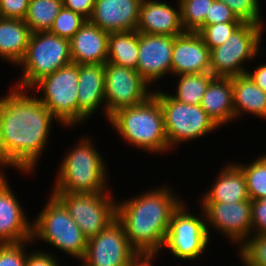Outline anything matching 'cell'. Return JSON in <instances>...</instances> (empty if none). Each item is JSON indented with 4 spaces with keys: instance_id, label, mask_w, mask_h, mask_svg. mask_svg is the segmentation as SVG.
<instances>
[{
    "instance_id": "6da1fadb",
    "label": "cell",
    "mask_w": 266,
    "mask_h": 266,
    "mask_svg": "<svg viewBox=\"0 0 266 266\" xmlns=\"http://www.w3.org/2000/svg\"><path fill=\"white\" fill-rule=\"evenodd\" d=\"M52 113L39 100L14 91L0 100V163L30 170L43 149Z\"/></svg>"
},
{
    "instance_id": "7a4b0ae2",
    "label": "cell",
    "mask_w": 266,
    "mask_h": 266,
    "mask_svg": "<svg viewBox=\"0 0 266 266\" xmlns=\"http://www.w3.org/2000/svg\"><path fill=\"white\" fill-rule=\"evenodd\" d=\"M180 205L160 189L117 206V220L142 258H152L164 246L172 215Z\"/></svg>"
},
{
    "instance_id": "3957f363",
    "label": "cell",
    "mask_w": 266,
    "mask_h": 266,
    "mask_svg": "<svg viewBox=\"0 0 266 266\" xmlns=\"http://www.w3.org/2000/svg\"><path fill=\"white\" fill-rule=\"evenodd\" d=\"M109 120L125 139L145 150L158 152L169 147L164 113L154 95L141 104L117 110Z\"/></svg>"
},
{
    "instance_id": "277c9868",
    "label": "cell",
    "mask_w": 266,
    "mask_h": 266,
    "mask_svg": "<svg viewBox=\"0 0 266 266\" xmlns=\"http://www.w3.org/2000/svg\"><path fill=\"white\" fill-rule=\"evenodd\" d=\"M19 63L25 65L21 85L30 88L41 78L72 63L70 40L50 31L31 33L26 53Z\"/></svg>"
},
{
    "instance_id": "5b68a950",
    "label": "cell",
    "mask_w": 266,
    "mask_h": 266,
    "mask_svg": "<svg viewBox=\"0 0 266 266\" xmlns=\"http://www.w3.org/2000/svg\"><path fill=\"white\" fill-rule=\"evenodd\" d=\"M99 154L89 141L64 159L55 192L98 193L102 192L105 168Z\"/></svg>"
},
{
    "instance_id": "8992f818",
    "label": "cell",
    "mask_w": 266,
    "mask_h": 266,
    "mask_svg": "<svg viewBox=\"0 0 266 266\" xmlns=\"http://www.w3.org/2000/svg\"><path fill=\"white\" fill-rule=\"evenodd\" d=\"M32 235H38L70 255L84 257L88 239L54 195L32 226Z\"/></svg>"
},
{
    "instance_id": "52a82bcc",
    "label": "cell",
    "mask_w": 266,
    "mask_h": 266,
    "mask_svg": "<svg viewBox=\"0 0 266 266\" xmlns=\"http://www.w3.org/2000/svg\"><path fill=\"white\" fill-rule=\"evenodd\" d=\"M261 25L243 22L220 46L210 50V73L214 77H234L247 72L240 67L257 52Z\"/></svg>"
},
{
    "instance_id": "ba28073f",
    "label": "cell",
    "mask_w": 266,
    "mask_h": 266,
    "mask_svg": "<svg viewBox=\"0 0 266 266\" xmlns=\"http://www.w3.org/2000/svg\"><path fill=\"white\" fill-rule=\"evenodd\" d=\"M68 210L83 235L89 239L107 228L117 219V206L98 193L53 194Z\"/></svg>"
},
{
    "instance_id": "9c48e42d",
    "label": "cell",
    "mask_w": 266,
    "mask_h": 266,
    "mask_svg": "<svg viewBox=\"0 0 266 266\" xmlns=\"http://www.w3.org/2000/svg\"><path fill=\"white\" fill-rule=\"evenodd\" d=\"M78 79L79 64L71 63L34 84L45 91L39 100L65 124L78 122Z\"/></svg>"
},
{
    "instance_id": "30bf717a",
    "label": "cell",
    "mask_w": 266,
    "mask_h": 266,
    "mask_svg": "<svg viewBox=\"0 0 266 266\" xmlns=\"http://www.w3.org/2000/svg\"><path fill=\"white\" fill-rule=\"evenodd\" d=\"M153 95L159 100L164 113L169 146L199 137L217 127L201 105L185 104L161 92Z\"/></svg>"
},
{
    "instance_id": "8fae6325",
    "label": "cell",
    "mask_w": 266,
    "mask_h": 266,
    "mask_svg": "<svg viewBox=\"0 0 266 266\" xmlns=\"http://www.w3.org/2000/svg\"><path fill=\"white\" fill-rule=\"evenodd\" d=\"M85 266H134L140 254L131 246L123 225L116 219L87 240Z\"/></svg>"
},
{
    "instance_id": "7c38bea8",
    "label": "cell",
    "mask_w": 266,
    "mask_h": 266,
    "mask_svg": "<svg viewBox=\"0 0 266 266\" xmlns=\"http://www.w3.org/2000/svg\"><path fill=\"white\" fill-rule=\"evenodd\" d=\"M104 67L108 119L117 110L141 104L153 95L152 93L147 94V82L135 69L107 61L104 63Z\"/></svg>"
},
{
    "instance_id": "4fadbf2b",
    "label": "cell",
    "mask_w": 266,
    "mask_h": 266,
    "mask_svg": "<svg viewBox=\"0 0 266 266\" xmlns=\"http://www.w3.org/2000/svg\"><path fill=\"white\" fill-rule=\"evenodd\" d=\"M208 228L199 218L184 212L183 204L173 213L164 245L178 258L200 255L208 243Z\"/></svg>"
},
{
    "instance_id": "5bb4252c",
    "label": "cell",
    "mask_w": 266,
    "mask_h": 266,
    "mask_svg": "<svg viewBox=\"0 0 266 266\" xmlns=\"http://www.w3.org/2000/svg\"><path fill=\"white\" fill-rule=\"evenodd\" d=\"M174 37L138 32V63L136 71L149 83L171 72Z\"/></svg>"
},
{
    "instance_id": "9a60e30c",
    "label": "cell",
    "mask_w": 266,
    "mask_h": 266,
    "mask_svg": "<svg viewBox=\"0 0 266 266\" xmlns=\"http://www.w3.org/2000/svg\"><path fill=\"white\" fill-rule=\"evenodd\" d=\"M142 0H95L89 21L108 33L137 29Z\"/></svg>"
},
{
    "instance_id": "2e32d148",
    "label": "cell",
    "mask_w": 266,
    "mask_h": 266,
    "mask_svg": "<svg viewBox=\"0 0 266 266\" xmlns=\"http://www.w3.org/2000/svg\"><path fill=\"white\" fill-rule=\"evenodd\" d=\"M210 49L197 32L174 37L171 72L198 74L210 72Z\"/></svg>"
},
{
    "instance_id": "e0dca14e",
    "label": "cell",
    "mask_w": 266,
    "mask_h": 266,
    "mask_svg": "<svg viewBox=\"0 0 266 266\" xmlns=\"http://www.w3.org/2000/svg\"><path fill=\"white\" fill-rule=\"evenodd\" d=\"M206 217L235 240L244 239L252 227L251 201L203 202Z\"/></svg>"
},
{
    "instance_id": "ac0fdd59",
    "label": "cell",
    "mask_w": 266,
    "mask_h": 266,
    "mask_svg": "<svg viewBox=\"0 0 266 266\" xmlns=\"http://www.w3.org/2000/svg\"><path fill=\"white\" fill-rule=\"evenodd\" d=\"M109 33L89 20L70 39L72 63L104 64L108 57Z\"/></svg>"
},
{
    "instance_id": "d6986e66",
    "label": "cell",
    "mask_w": 266,
    "mask_h": 266,
    "mask_svg": "<svg viewBox=\"0 0 266 266\" xmlns=\"http://www.w3.org/2000/svg\"><path fill=\"white\" fill-rule=\"evenodd\" d=\"M0 174V244L28 241L32 227L25 220L21 207Z\"/></svg>"
},
{
    "instance_id": "ffe728a7",
    "label": "cell",
    "mask_w": 266,
    "mask_h": 266,
    "mask_svg": "<svg viewBox=\"0 0 266 266\" xmlns=\"http://www.w3.org/2000/svg\"><path fill=\"white\" fill-rule=\"evenodd\" d=\"M183 28L181 12H177L166 3L142 0L136 31L175 37L186 32Z\"/></svg>"
},
{
    "instance_id": "44dd1931",
    "label": "cell",
    "mask_w": 266,
    "mask_h": 266,
    "mask_svg": "<svg viewBox=\"0 0 266 266\" xmlns=\"http://www.w3.org/2000/svg\"><path fill=\"white\" fill-rule=\"evenodd\" d=\"M78 121L86 119L105 98L104 64L79 65Z\"/></svg>"
},
{
    "instance_id": "7402d4cb",
    "label": "cell",
    "mask_w": 266,
    "mask_h": 266,
    "mask_svg": "<svg viewBox=\"0 0 266 266\" xmlns=\"http://www.w3.org/2000/svg\"><path fill=\"white\" fill-rule=\"evenodd\" d=\"M200 105L217 126L235 117L232 77H214Z\"/></svg>"
},
{
    "instance_id": "603a6c76",
    "label": "cell",
    "mask_w": 266,
    "mask_h": 266,
    "mask_svg": "<svg viewBox=\"0 0 266 266\" xmlns=\"http://www.w3.org/2000/svg\"><path fill=\"white\" fill-rule=\"evenodd\" d=\"M240 201H251L246 178L238 166L230 165L222 171L203 202L236 203Z\"/></svg>"
},
{
    "instance_id": "cb8c5ba5",
    "label": "cell",
    "mask_w": 266,
    "mask_h": 266,
    "mask_svg": "<svg viewBox=\"0 0 266 266\" xmlns=\"http://www.w3.org/2000/svg\"><path fill=\"white\" fill-rule=\"evenodd\" d=\"M31 33L24 20L0 17V55L19 63L26 53Z\"/></svg>"
},
{
    "instance_id": "d4e9b609",
    "label": "cell",
    "mask_w": 266,
    "mask_h": 266,
    "mask_svg": "<svg viewBox=\"0 0 266 266\" xmlns=\"http://www.w3.org/2000/svg\"><path fill=\"white\" fill-rule=\"evenodd\" d=\"M232 89L235 116L241 108L255 115L266 117V93L247 73L232 77Z\"/></svg>"
},
{
    "instance_id": "484cf974",
    "label": "cell",
    "mask_w": 266,
    "mask_h": 266,
    "mask_svg": "<svg viewBox=\"0 0 266 266\" xmlns=\"http://www.w3.org/2000/svg\"><path fill=\"white\" fill-rule=\"evenodd\" d=\"M138 53V31L109 33L107 62L136 70Z\"/></svg>"
},
{
    "instance_id": "4316f807",
    "label": "cell",
    "mask_w": 266,
    "mask_h": 266,
    "mask_svg": "<svg viewBox=\"0 0 266 266\" xmlns=\"http://www.w3.org/2000/svg\"><path fill=\"white\" fill-rule=\"evenodd\" d=\"M62 7V0H30L24 21L32 33L50 31Z\"/></svg>"
},
{
    "instance_id": "83f0119b",
    "label": "cell",
    "mask_w": 266,
    "mask_h": 266,
    "mask_svg": "<svg viewBox=\"0 0 266 266\" xmlns=\"http://www.w3.org/2000/svg\"><path fill=\"white\" fill-rule=\"evenodd\" d=\"M174 99L191 105H200L203 95L214 76L208 73L183 74Z\"/></svg>"
},
{
    "instance_id": "f1b7e54d",
    "label": "cell",
    "mask_w": 266,
    "mask_h": 266,
    "mask_svg": "<svg viewBox=\"0 0 266 266\" xmlns=\"http://www.w3.org/2000/svg\"><path fill=\"white\" fill-rule=\"evenodd\" d=\"M214 0H180L182 26L186 32H198L204 27L206 15Z\"/></svg>"
},
{
    "instance_id": "f546056e",
    "label": "cell",
    "mask_w": 266,
    "mask_h": 266,
    "mask_svg": "<svg viewBox=\"0 0 266 266\" xmlns=\"http://www.w3.org/2000/svg\"><path fill=\"white\" fill-rule=\"evenodd\" d=\"M246 178L247 190L251 201L266 197V156L259 158L250 166H238Z\"/></svg>"
},
{
    "instance_id": "4dcf8cb0",
    "label": "cell",
    "mask_w": 266,
    "mask_h": 266,
    "mask_svg": "<svg viewBox=\"0 0 266 266\" xmlns=\"http://www.w3.org/2000/svg\"><path fill=\"white\" fill-rule=\"evenodd\" d=\"M85 21V17L63 6L55 18L50 32L61 38L70 40Z\"/></svg>"
},
{
    "instance_id": "1f68e13d",
    "label": "cell",
    "mask_w": 266,
    "mask_h": 266,
    "mask_svg": "<svg viewBox=\"0 0 266 266\" xmlns=\"http://www.w3.org/2000/svg\"><path fill=\"white\" fill-rule=\"evenodd\" d=\"M243 22H222L202 27L197 33L211 50L222 45Z\"/></svg>"
},
{
    "instance_id": "d6a6232c",
    "label": "cell",
    "mask_w": 266,
    "mask_h": 266,
    "mask_svg": "<svg viewBox=\"0 0 266 266\" xmlns=\"http://www.w3.org/2000/svg\"><path fill=\"white\" fill-rule=\"evenodd\" d=\"M245 243L241 255L246 266H266V234Z\"/></svg>"
},
{
    "instance_id": "836d02e7",
    "label": "cell",
    "mask_w": 266,
    "mask_h": 266,
    "mask_svg": "<svg viewBox=\"0 0 266 266\" xmlns=\"http://www.w3.org/2000/svg\"><path fill=\"white\" fill-rule=\"evenodd\" d=\"M225 3L243 22L261 25L257 0H216ZM260 21V22H259Z\"/></svg>"
},
{
    "instance_id": "e575fe53",
    "label": "cell",
    "mask_w": 266,
    "mask_h": 266,
    "mask_svg": "<svg viewBox=\"0 0 266 266\" xmlns=\"http://www.w3.org/2000/svg\"><path fill=\"white\" fill-rule=\"evenodd\" d=\"M21 244H0V266H25L27 257L24 256Z\"/></svg>"
},
{
    "instance_id": "d590c367",
    "label": "cell",
    "mask_w": 266,
    "mask_h": 266,
    "mask_svg": "<svg viewBox=\"0 0 266 266\" xmlns=\"http://www.w3.org/2000/svg\"><path fill=\"white\" fill-rule=\"evenodd\" d=\"M222 22L243 21L238 19L225 3L214 0L210 5L209 15H206L204 27L209 24H217Z\"/></svg>"
},
{
    "instance_id": "8d00e7d4",
    "label": "cell",
    "mask_w": 266,
    "mask_h": 266,
    "mask_svg": "<svg viewBox=\"0 0 266 266\" xmlns=\"http://www.w3.org/2000/svg\"><path fill=\"white\" fill-rule=\"evenodd\" d=\"M30 0H0V17L24 20Z\"/></svg>"
},
{
    "instance_id": "74e56055",
    "label": "cell",
    "mask_w": 266,
    "mask_h": 266,
    "mask_svg": "<svg viewBox=\"0 0 266 266\" xmlns=\"http://www.w3.org/2000/svg\"><path fill=\"white\" fill-rule=\"evenodd\" d=\"M252 226L259 227L258 235L266 234V197L251 201Z\"/></svg>"
},
{
    "instance_id": "f35d334b",
    "label": "cell",
    "mask_w": 266,
    "mask_h": 266,
    "mask_svg": "<svg viewBox=\"0 0 266 266\" xmlns=\"http://www.w3.org/2000/svg\"><path fill=\"white\" fill-rule=\"evenodd\" d=\"M63 6L89 20L92 16L95 0H62Z\"/></svg>"
},
{
    "instance_id": "ab89813d",
    "label": "cell",
    "mask_w": 266,
    "mask_h": 266,
    "mask_svg": "<svg viewBox=\"0 0 266 266\" xmlns=\"http://www.w3.org/2000/svg\"><path fill=\"white\" fill-rule=\"evenodd\" d=\"M25 266H58L56 261L49 255L33 253L27 257Z\"/></svg>"
},
{
    "instance_id": "60d3db41",
    "label": "cell",
    "mask_w": 266,
    "mask_h": 266,
    "mask_svg": "<svg viewBox=\"0 0 266 266\" xmlns=\"http://www.w3.org/2000/svg\"><path fill=\"white\" fill-rule=\"evenodd\" d=\"M247 74L266 93V65L258 67L253 74Z\"/></svg>"
},
{
    "instance_id": "b9f144b4",
    "label": "cell",
    "mask_w": 266,
    "mask_h": 266,
    "mask_svg": "<svg viewBox=\"0 0 266 266\" xmlns=\"http://www.w3.org/2000/svg\"><path fill=\"white\" fill-rule=\"evenodd\" d=\"M150 257H145L144 260L142 263H136L134 266H151L150 265Z\"/></svg>"
}]
</instances>
